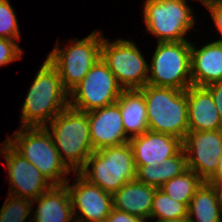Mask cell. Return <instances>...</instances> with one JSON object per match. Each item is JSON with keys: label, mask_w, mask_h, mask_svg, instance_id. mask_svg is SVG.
<instances>
[{"label": "cell", "mask_w": 222, "mask_h": 222, "mask_svg": "<svg viewBox=\"0 0 222 222\" xmlns=\"http://www.w3.org/2000/svg\"><path fill=\"white\" fill-rule=\"evenodd\" d=\"M68 97L57 69L46 59L21 109V127H45L47 121L69 106Z\"/></svg>", "instance_id": "1"}, {"label": "cell", "mask_w": 222, "mask_h": 222, "mask_svg": "<svg viewBox=\"0 0 222 222\" xmlns=\"http://www.w3.org/2000/svg\"><path fill=\"white\" fill-rule=\"evenodd\" d=\"M139 90L146 100L148 129L183 141L189 131L186 90L148 84Z\"/></svg>", "instance_id": "2"}, {"label": "cell", "mask_w": 222, "mask_h": 222, "mask_svg": "<svg viewBox=\"0 0 222 222\" xmlns=\"http://www.w3.org/2000/svg\"><path fill=\"white\" fill-rule=\"evenodd\" d=\"M49 124L54 146L62 161L76 175L94 152L90 140L88 113L68 106Z\"/></svg>", "instance_id": "3"}, {"label": "cell", "mask_w": 222, "mask_h": 222, "mask_svg": "<svg viewBox=\"0 0 222 222\" xmlns=\"http://www.w3.org/2000/svg\"><path fill=\"white\" fill-rule=\"evenodd\" d=\"M78 173L90 184L113 195L125 183L136 179L137 167L130 143L94 151Z\"/></svg>", "instance_id": "4"}, {"label": "cell", "mask_w": 222, "mask_h": 222, "mask_svg": "<svg viewBox=\"0 0 222 222\" xmlns=\"http://www.w3.org/2000/svg\"><path fill=\"white\" fill-rule=\"evenodd\" d=\"M13 136L14 139L9 137L6 141L54 186H62L68 181L67 177H63L71 169L62 161L47 125L21 127V131H15Z\"/></svg>", "instance_id": "5"}, {"label": "cell", "mask_w": 222, "mask_h": 222, "mask_svg": "<svg viewBox=\"0 0 222 222\" xmlns=\"http://www.w3.org/2000/svg\"><path fill=\"white\" fill-rule=\"evenodd\" d=\"M102 34L93 31L82 40L74 39L67 48L58 45L47 56L57 69L64 89L69 93L101 58Z\"/></svg>", "instance_id": "6"}, {"label": "cell", "mask_w": 222, "mask_h": 222, "mask_svg": "<svg viewBox=\"0 0 222 222\" xmlns=\"http://www.w3.org/2000/svg\"><path fill=\"white\" fill-rule=\"evenodd\" d=\"M191 43L158 42L151 66H148V85L186 90L191 80ZM151 72V74H150Z\"/></svg>", "instance_id": "7"}, {"label": "cell", "mask_w": 222, "mask_h": 222, "mask_svg": "<svg viewBox=\"0 0 222 222\" xmlns=\"http://www.w3.org/2000/svg\"><path fill=\"white\" fill-rule=\"evenodd\" d=\"M192 11L186 0H146L147 31L158 37V42L186 41L184 35L195 22Z\"/></svg>", "instance_id": "8"}, {"label": "cell", "mask_w": 222, "mask_h": 222, "mask_svg": "<svg viewBox=\"0 0 222 222\" xmlns=\"http://www.w3.org/2000/svg\"><path fill=\"white\" fill-rule=\"evenodd\" d=\"M123 90L115 75L100 58L84 79L69 92L72 96L69 106L90 112L116 103Z\"/></svg>", "instance_id": "9"}, {"label": "cell", "mask_w": 222, "mask_h": 222, "mask_svg": "<svg viewBox=\"0 0 222 222\" xmlns=\"http://www.w3.org/2000/svg\"><path fill=\"white\" fill-rule=\"evenodd\" d=\"M101 59L124 90L147 85L149 65L132 41L118 39L111 43L103 38Z\"/></svg>", "instance_id": "10"}, {"label": "cell", "mask_w": 222, "mask_h": 222, "mask_svg": "<svg viewBox=\"0 0 222 222\" xmlns=\"http://www.w3.org/2000/svg\"><path fill=\"white\" fill-rule=\"evenodd\" d=\"M187 167L203 181H209L218 170L222 152V129L212 131H188L183 139Z\"/></svg>", "instance_id": "11"}, {"label": "cell", "mask_w": 222, "mask_h": 222, "mask_svg": "<svg viewBox=\"0 0 222 222\" xmlns=\"http://www.w3.org/2000/svg\"><path fill=\"white\" fill-rule=\"evenodd\" d=\"M4 143L0 152L5 155L9 174L11 184L9 195L29 199L34 202L36 198L50 190L54 185L7 141Z\"/></svg>", "instance_id": "12"}, {"label": "cell", "mask_w": 222, "mask_h": 222, "mask_svg": "<svg viewBox=\"0 0 222 222\" xmlns=\"http://www.w3.org/2000/svg\"><path fill=\"white\" fill-rule=\"evenodd\" d=\"M76 177L74 185L70 186L69 181L64 184L70 194L74 222H106L113 209V195L90 184L79 173ZM77 208L80 217L75 216Z\"/></svg>", "instance_id": "13"}, {"label": "cell", "mask_w": 222, "mask_h": 222, "mask_svg": "<svg viewBox=\"0 0 222 222\" xmlns=\"http://www.w3.org/2000/svg\"><path fill=\"white\" fill-rule=\"evenodd\" d=\"M88 113L90 140L94 151L128 143L119 106L114 103Z\"/></svg>", "instance_id": "14"}, {"label": "cell", "mask_w": 222, "mask_h": 222, "mask_svg": "<svg viewBox=\"0 0 222 222\" xmlns=\"http://www.w3.org/2000/svg\"><path fill=\"white\" fill-rule=\"evenodd\" d=\"M129 143L133 149L136 165H158L176 155L183 148V141L160 132H147L132 137Z\"/></svg>", "instance_id": "15"}, {"label": "cell", "mask_w": 222, "mask_h": 222, "mask_svg": "<svg viewBox=\"0 0 222 222\" xmlns=\"http://www.w3.org/2000/svg\"><path fill=\"white\" fill-rule=\"evenodd\" d=\"M186 93L189 131L222 129V120L210 91L205 86L191 85Z\"/></svg>", "instance_id": "16"}, {"label": "cell", "mask_w": 222, "mask_h": 222, "mask_svg": "<svg viewBox=\"0 0 222 222\" xmlns=\"http://www.w3.org/2000/svg\"><path fill=\"white\" fill-rule=\"evenodd\" d=\"M192 85L207 86L222 81V43L212 42L201 49L191 43Z\"/></svg>", "instance_id": "17"}, {"label": "cell", "mask_w": 222, "mask_h": 222, "mask_svg": "<svg viewBox=\"0 0 222 222\" xmlns=\"http://www.w3.org/2000/svg\"><path fill=\"white\" fill-rule=\"evenodd\" d=\"M156 189L137 179L128 181L113 194V208L144 220L150 218Z\"/></svg>", "instance_id": "18"}, {"label": "cell", "mask_w": 222, "mask_h": 222, "mask_svg": "<svg viewBox=\"0 0 222 222\" xmlns=\"http://www.w3.org/2000/svg\"><path fill=\"white\" fill-rule=\"evenodd\" d=\"M38 203L33 212V222H73L70 194L65 185L53 186L35 199Z\"/></svg>", "instance_id": "19"}, {"label": "cell", "mask_w": 222, "mask_h": 222, "mask_svg": "<svg viewBox=\"0 0 222 222\" xmlns=\"http://www.w3.org/2000/svg\"><path fill=\"white\" fill-rule=\"evenodd\" d=\"M116 104L120 108L125 134L130 138L147 132V107L143 93L139 89L123 90Z\"/></svg>", "instance_id": "20"}, {"label": "cell", "mask_w": 222, "mask_h": 222, "mask_svg": "<svg viewBox=\"0 0 222 222\" xmlns=\"http://www.w3.org/2000/svg\"><path fill=\"white\" fill-rule=\"evenodd\" d=\"M221 213L222 198L218 186L204 181L188 205L190 222H222Z\"/></svg>", "instance_id": "21"}, {"label": "cell", "mask_w": 222, "mask_h": 222, "mask_svg": "<svg viewBox=\"0 0 222 222\" xmlns=\"http://www.w3.org/2000/svg\"><path fill=\"white\" fill-rule=\"evenodd\" d=\"M136 179L144 184L160 188L167 181L182 175L188 170L187 159L183 148L163 163L153 165H136Z\"/></svg>", "instance_id": "22"}, {"label": "cell", "mask_w": 222, "mask_h": 222, "mask_svg": "<svg viewBox=\"0 0 222 222\" xmlns=\"http://www.w3.org/2000/svg\"><path fill=\"white\" fill-rule=\"evenodd\" d=\"M204 181L192 170L167 181L159 189L173 200L189 205L196 190Z\"/></svg>", "instance_id": "23"}, {"label": "cell", "mask_w": 222, "mask_h": 222, "mask_svg": "<svg viewBox=\"0 0 222 222\" xmlns=\"http://www.w3.org/2000/svg\"><path fill=\"white\" fill-rule=\"evenodd\" d=\"M188 216V205L170 198L159 188L156 189L152 202L150 218L158 220L177 219Z\"/></svg>", "instance_id": "24"}, {"label": "cell", "mask_w": 222, "mask_h": 222, "mask_svg": "<svg viewBox=\"0 0 222 222\" xmlns=\"http://www.w3.org/2000/svg\"><path fill=\"white\" fill-rule=\"evenodd\" d=\"M0 210V222H25L31 213L33 201L8 195Z\"/></svg>", "instance_id": "25"}, {"label": "cell", "mask_w": 222, "mask_h": 222, "mask_svg": "<svg viewBox=\"0 0 222 222\" xmlns=\"http://www.w3.org/2000/svg\"><path fill=\"white\" fill-rule=\"evenodd\" d=\"M0 38L20 39L16 15L8 0H0Z\"/></svg>", "instance_id": "26"}, {"label": "cell", "mask_w": 222, "mask_h": 222, "mask_svg": "<svg viewBox=\"0 0 222 222\" xmlns=\"http://www.w3.org/2000/svg\"><path fill=\"white\" fill-rule=\"evenodd\" d=\"M22 56V50L15 40L0 38V66L7 65Z\"/></svg>", "instance_id": "27"}, {"label": "cell", "mask_w": 222, "mask_h": 222, "mask_svg": "<svg viewBox=\"0 0 222 222\" xmlns=\"http://www.w3.org/2000/svg\"><path fill=\"white\" fill-rule=\"evenodd\" d=\"M205 6L210 11L212 15L211 17L213 18L215 22V26L217 27V30H219V32L222 35V1L210 2L206 4ZM217 42L222 43V39L218 40Z\"/></svg>", "instance_id": "28"}, {"label": "cell", "mask_w": 222, "mask_h": 222, "mask_svg": "<svg viewBox=\"0 0 222 222\" xmlns=\"http://www.w3.org/2000/svg\"><path fill=\"white\" fill-rule=\"evenodd\" d=\"M106 222H146L144 219L131 215L124 211L112 209Z\"/></svg>", "instance_id": "29"}, {"label": "cell", "mask_w": 222, "mask_h": 222, "mask_svg": "<svg viewBox=\"0 0 222 222\" xmlns=\"http://www.w3.org/2000/svg\"><path fill=\"white\" fill-rule=\"evenodd\" d=\"M205 87L210 91L222 120V81L211 83Z\"/></svg>", "instance_id": "30"}, {"label": "cell", "mask_w": 222, "mask_h": 222, "mask_svg": "<svg viewBox=\"0 0 222 222\" xmlns=\"http://www.w3.org/2000/svg\"><path fill=\"white\" fill-rule=\"evenodd\" d=\"M208 182L216 186H218L222 182V152L219 155L217 173Z\"/></svg>", "instance_id": "31"}, {"label": "cell", "mask_w": 222, "mask_h": 222, "mask_svg": "<svg viewBox=\"0 0 222 222\" xmlns=\"http://www.w3.org/2000/svg\"><path fill=\"white\" fill-rule=\"evenodd\" d=\"M156 222H190L189 217L177 218V219H166V220H157Z\"/></svg>", "instance_id": "32"}, {"label": "cell", "mask_w": 222, "mask_h": 222, "mask_svg": "<svg viewBox=\"0 0 222 222\" xmlns=\"http://www.w3.org/2000/svg\"><path fill=\"white\" fill-rule=\"evenodd\" d=\"M201 2H203L204 5L210 3V2H214V1H222V0H200Z\"/></svg>", "instance_id": "33"}, {"label": "cell", "mask_w": 222, "mask_h": 222, "mask_svg": "<svg viewBox=\"0 0 222 222\" xmlns=\"http://www.w3.org/2000/svg\"><path fill=\"white\" fill-rule=\"evenodd\" d=\"M218 188H219L220 195H221V198H222V182L218 185Z\"/></svg>", "instance_id": "34"}]
</instances>
